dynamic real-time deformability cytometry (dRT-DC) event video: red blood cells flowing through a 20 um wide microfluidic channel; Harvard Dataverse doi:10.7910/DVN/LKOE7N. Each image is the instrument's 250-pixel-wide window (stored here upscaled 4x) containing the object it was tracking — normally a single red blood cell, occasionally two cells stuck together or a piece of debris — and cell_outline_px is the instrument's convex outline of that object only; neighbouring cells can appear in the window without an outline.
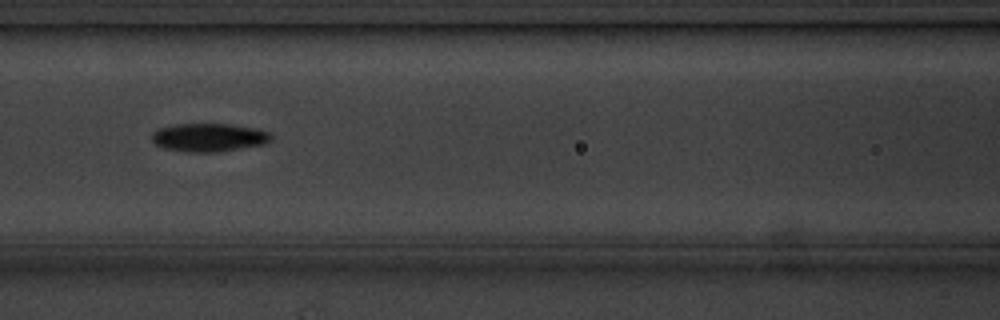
{"species": "common noctule bat (a hibernating species)", "species_latin": "Nyctalus noctula", "temperature_condition": "cold", "stored_images_in_passage": 7, "camera_frame_rate_fps": 3000, "um_per_image_px": 0.085, "animal": {"sex": "male", "body_mass_g": 20.1, "forearm_length_mm": 53.5}, "frame": {"image": 1, "passage_image": 7, "time_ms": 7.0, "image_size_px": [1000, 320], "cell_outline_px": [[272, 140], [264, 144], [216, 152], [188, 152], [164, 148], [156, 144], [152, 140], [152, 132], [160, 128], [176, 124], [232, 124], [252, 128], [268, 132], [272, 136]], "centroid_in_image_um": [17.74, 11.68], "position_along_channel_um": 148.9, "area_um2": 19.48}}